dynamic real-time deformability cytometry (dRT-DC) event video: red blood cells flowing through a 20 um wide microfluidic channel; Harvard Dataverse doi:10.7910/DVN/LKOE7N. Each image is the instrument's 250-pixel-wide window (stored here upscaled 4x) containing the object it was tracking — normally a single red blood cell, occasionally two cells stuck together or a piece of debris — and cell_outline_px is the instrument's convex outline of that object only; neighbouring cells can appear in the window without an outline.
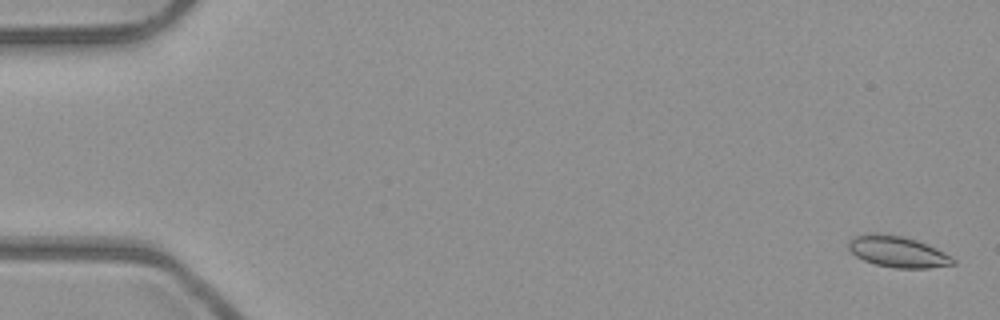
{"species": "common noctule bat (a hibernating species)", "species_latin": "Nyctalus noctula", "temperature_condition": "room temperature", "stored_images_in_passage": 54, "camera_frame_rate_fps": 3000, "um_per_image_px": 0.085, "animal": {"sex": "male", "body_mass_g": 23.1, "forearm_length_mm": 52.7}, "frame": {"image": 1, "passage_image": 2, "time_ms": 0.333, "image_size_px": [1000, 320], "cell_outline_px": [[956, 264], [928, 268], [896, 268], [876, 264], [864, 260], [856, 256], [848, 248], [848, 240], [856, 236], [876, 232], [900, 236], [916, 240], [936, 248], [952, 256], [956, 260]], "centroid_in_image_um": [76.32, 21.4], "position_along_channel_um": 8.7, "area_um2": 18.9}}
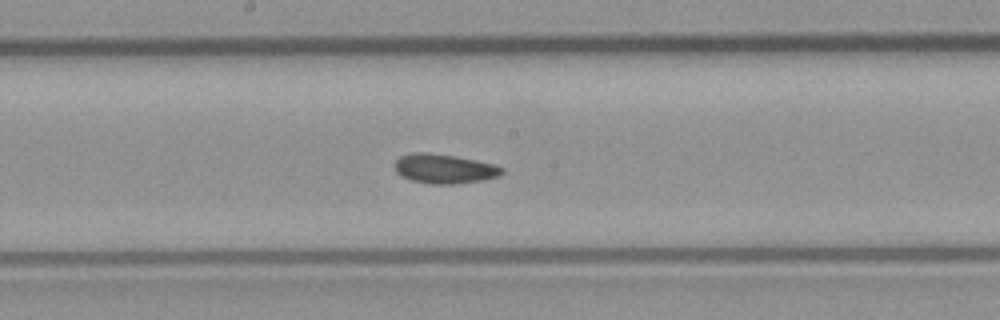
{"frame": {"image": 2, "passage_image": 29, "time_ms": 9.333, "image_size_px": [1000, 320], "cell_outline_px": [[504, 172], [500, 176], [484, 180], [456, 184], [428, 184], [412, 180], [400, 176], [396, 172], [392, 164], [400, 156], [412, 152], [428, 152], [456, 156], [496, 164], [504, 168]], "centroid_in_image_um": [37.76, 14.34], "position_along_channel_um": 210.4, "area_um2": 18.84}}
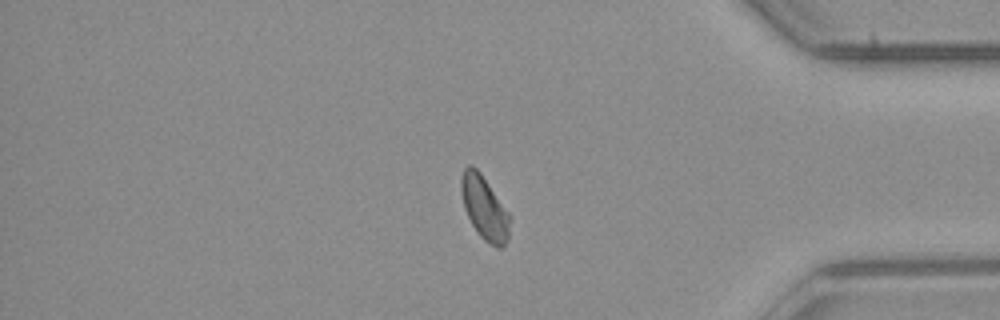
{"frame": {"image": 3, "passage_image": 45, "time_ms": 14.667, "image_size_px": [1000, 320], "cell_outline_px": [[512, 216], [508, 240], [500, 248], [496, 248], [484, 240], [480, 236], [472, 224], [464, 208], [460, 188], [460, 176], [464, 168], [468, 164], [476, 168], [480, 172]], "centroid_in_image_um": [41.19, 17.67], "position_along_channel_um": 394.0, "area_um2": 18.26}, "authors_computed_cell_mechanics": {"area_um2": 18.207, "velocity_mm_per_s": 3.9516, "shape_relaxation_time_tau1_ms": null, "shape_relaxation_time_tau2_ms": 3.6394, "deformation_change_tau1": null, "deformation_change_tau2": 0.0581}}